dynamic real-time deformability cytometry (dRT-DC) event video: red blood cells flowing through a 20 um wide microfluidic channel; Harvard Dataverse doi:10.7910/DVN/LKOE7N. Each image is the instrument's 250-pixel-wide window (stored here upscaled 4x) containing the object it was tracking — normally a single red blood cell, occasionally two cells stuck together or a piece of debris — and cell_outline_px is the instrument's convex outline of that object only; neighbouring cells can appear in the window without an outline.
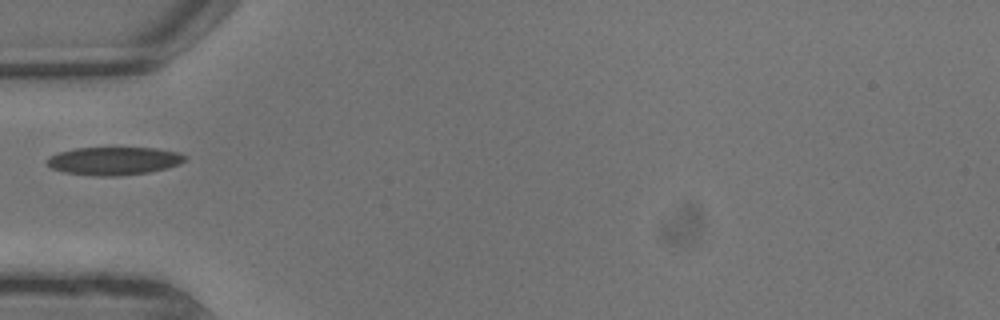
{"species": "common noctule bat (a hibernating species)", "species_latin": "Nyctalus noctula", "temperature_condition": "warm", "stored_images_in_passage": 5, "camera_frame_rate_fps": 3000, "um_per_image_px": 0.085, "animal": {"sex": "male", "body_mass_g": 13.3}, "frame": {"image": 1, "passage_image": 1, "time_ms": 0.0, "image_size_px": [1000, 320], "cell_outline_px": [[188, 156], [180, 164], [168, 168], [148, 172], [120, 176], [96, 176], [64, 172], [52, 168], [48, 164], [48, 160], [52, 156], [60, 152], [76, 148], [156, 148], [180, 152]], "centroid_in_image_um": [9.76, 13.68], "position_along_channel_um": 75.2, "area_um2": 22.43}}
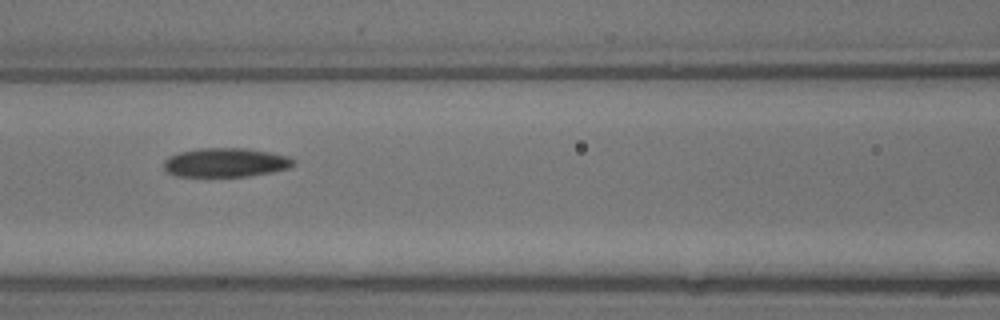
{"frame": {"image": 2, "passage_image": 3, "time_ms": 0.667, "image_size_px": [1000, 320], "cell_outline_px": [[296, 164], [288, 168], [272, 172], [248, 176], [176, 176], [168, 172], [164, 168], [164, 160], [168, 156], [180, 152], [200, 148], [244, 148], [268, 152], [288, 156], [296, 160]], "centroid_in_image_um": [19.19, 13.81], "position_along_channel_um": 147.4, "area_um2": 21.91}}
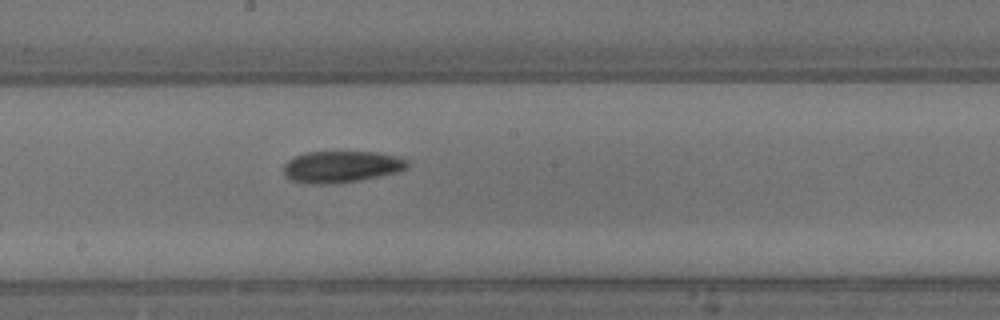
{"frame": {"image": 3, "passage_image": 5, "time_ms": 1.333, "image_size_px": [1000, 320], "cell_outline_px": [[408, 168], [400, 172], [360, 180], [332, 184], [308, 184], [288, 180], [284, 176], [284, 164], [288, 160], [296, 156], [308, 152], [376, 152], [396, 156], [408, 160]], "centroid_in_image_um": [29.01, 14.19], "position_along_channel_um": 219.2, "area_um2": 23.06}}